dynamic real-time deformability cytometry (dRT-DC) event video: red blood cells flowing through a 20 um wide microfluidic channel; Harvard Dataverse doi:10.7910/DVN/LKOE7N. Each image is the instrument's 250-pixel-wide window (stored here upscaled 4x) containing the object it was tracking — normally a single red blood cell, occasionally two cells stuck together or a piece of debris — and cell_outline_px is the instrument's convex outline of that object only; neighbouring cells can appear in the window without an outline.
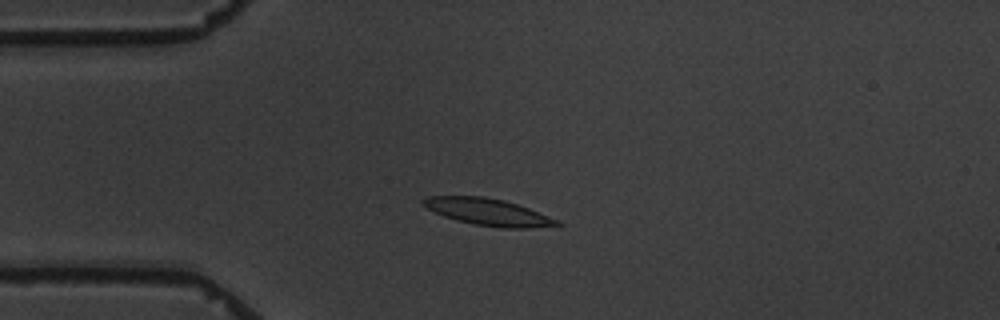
{"species": "common noctule bat (a hibernating species)", "species_latin": "Nyctalus noctula", "temperature_condition": "warm", "stored_images_in_passage": 6, "camera_frame_rate_fps": 3000, "um_per_image_px": 0.085, "animal": {"sex": "male", "body_mass_g": 19.5, "forearm_length_mm": 54.6}, "frame": {"image": 1, "passage_image": 3, "time_ms": 2.333, "image_size_px": [1000, 320], "cell_outline_px": [[564, 224], [560, 228], [500, 228], [472, 224], [456, 220], [444, 216], [420, 204], [420, 200], [428, 196], [484, 196], [504, 200], [528, 208], [560, 220]], "centroid_in_image_um": [41.59, 18.04], "position_along_channel_um": 43.4, "area_um2": 21.44}}
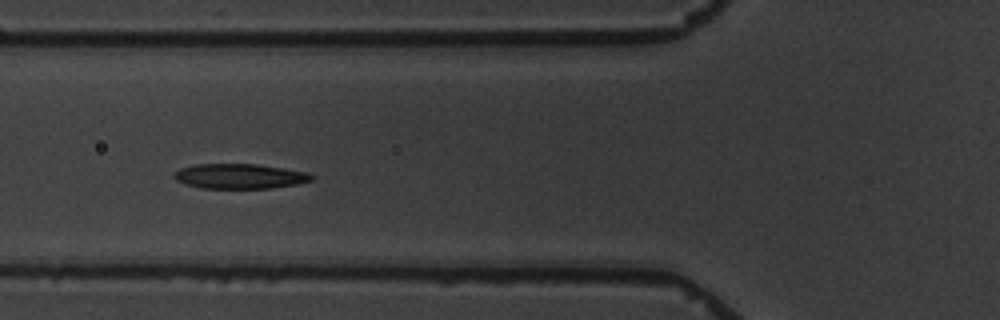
{"frame": {"image": 2, "passage_image": 5, "time_ms": 4.667, "image_size_px": [1000, 320], "cell_outline_px": [[316, 176], [312, 180], [296, 184], [272, 188], [200, 188], [184, 184], [176, 180], [172, 176], [180, 168], [196, 164], [256, 164], [284, 168], [308, 172]], "centroid_in_image_um": [20.38, 14.98], "position_along_channel_um": 105.4, "area_um2": 20.06}}
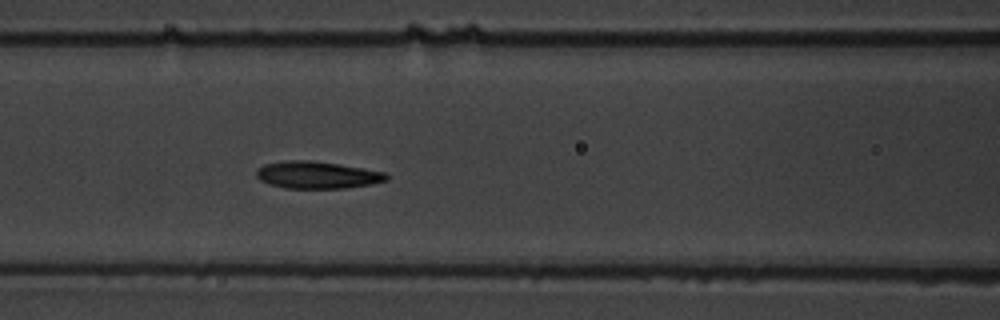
{"frame": {"image": 3, "passage_image": 6, "time_ms": 5.667, "image_size_px": [1000, 320], "cell_outline_px": [[388, 180], [372, 184], [344, 188], [284, 188], [268, 184], [260, 180], [256, 176], [256, 168], [264, 164], [292, 160], [312, 160], [388, 172]], "centroid_in_image_um": [26.96, 14.87], "position_along_channel_um": 139.6, "area_um2": 20.69}}